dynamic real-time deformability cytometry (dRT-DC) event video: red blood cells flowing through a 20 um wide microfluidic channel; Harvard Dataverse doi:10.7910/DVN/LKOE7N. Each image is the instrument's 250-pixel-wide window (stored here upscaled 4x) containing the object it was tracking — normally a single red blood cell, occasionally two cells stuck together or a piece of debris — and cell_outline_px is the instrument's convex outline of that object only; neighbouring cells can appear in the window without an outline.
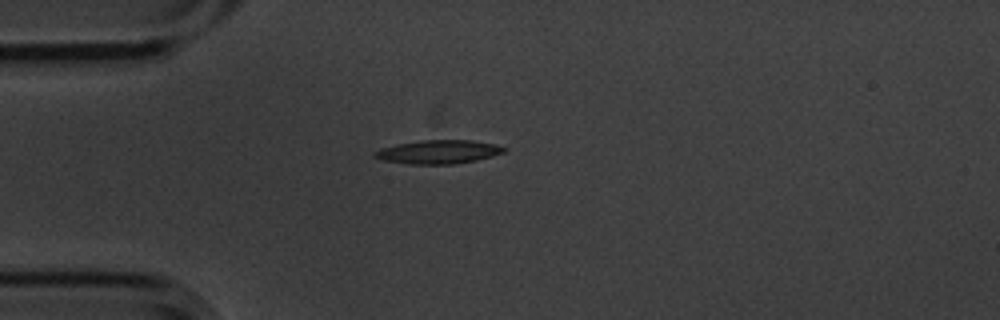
{"species": "common noctule bat (a hibernating species)", "species_latin": "Nyctalus noctula", "temperature_condition": "cold", "stored_images_in_passage": 1, "camera_frame_rate_fps": 3000, "um_per_image_px": 0.085, "animal": {"sex": "male", "body_mass_g": 20.1, "forearm_length_mm": 53.5}, "frame": {"image": 1, "passage_image": 1, "time_ms": 0.0, "image_size_px": [1000, 320], "cell_outline_px": [[508, 148], [504, 152], [492, 156], [476, 160], [456, 164], [408, 164], [384, 160], [372, 156], [372, 152], [380, 148], [396, 144], [420, 140], [472, 140], [496, 144]], "centroid_in_image_um": [37.25, 12.9], "position_along_channel_um": 47.7, "area_um2": 17.98}}